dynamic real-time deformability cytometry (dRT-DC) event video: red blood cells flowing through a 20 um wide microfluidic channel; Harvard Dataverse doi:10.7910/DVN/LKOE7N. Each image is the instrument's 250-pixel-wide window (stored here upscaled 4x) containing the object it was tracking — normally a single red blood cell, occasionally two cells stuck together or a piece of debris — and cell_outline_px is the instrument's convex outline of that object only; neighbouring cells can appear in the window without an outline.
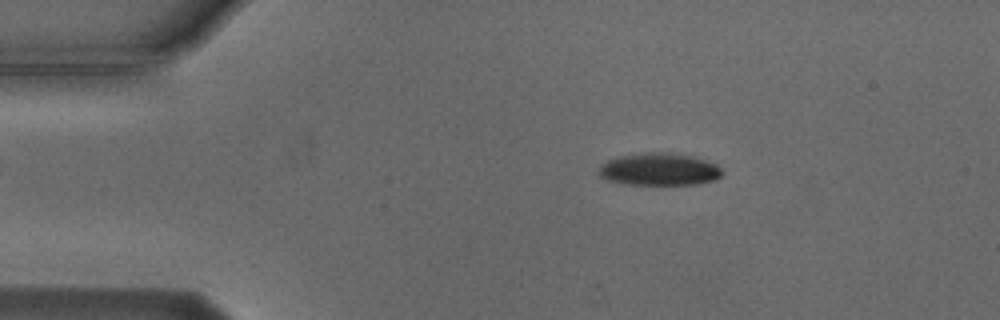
{"species": "Egyptian fruit bat (a non-hibernating species)", "species_latin": "Rousettus aegyptiacus", "temperature_condition": "cold", "stored_images_in_passage": 7, "camera_frame_rate_fps": 3000, "um_per_image_px": 0.085, "animal": {"sex": "male"}, "frame": {"image": 1, "passage_image": 1, "time_ms": 0.0, "image_size_px": [1000, 320], "cell_outline_px": [[724, 172], [716, 180], [696, 184], [628, 184], [608, 180], [600, 176], [596, 172], [596, 168], [600, 164], [608, 160], [620, 156], [644, 152], [668, 152], [692, 156], [708, 160], [716, 164]], "centroid_in_image_um": [56.02, 14.38], "position_along_channel_um": 29.0, "area_um2": 23.52}}
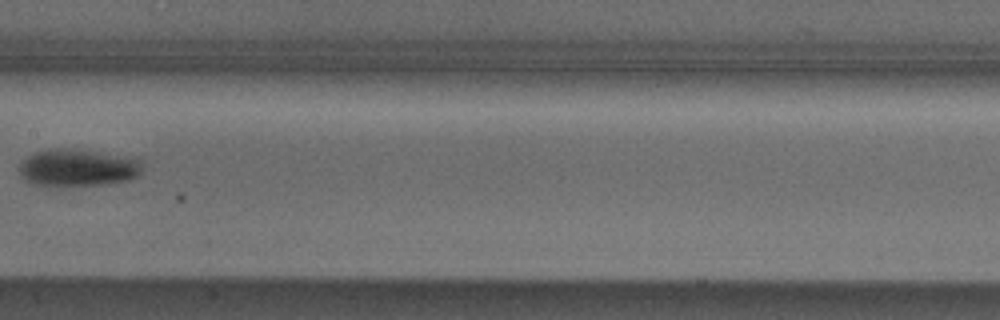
{"frame": {"image": 2, "passage_image": 6, "time_ms": 6.0, "image_size_px": [1000, 320], "cell_outline_px": [[140, 172], [136, 176], [128, 180], [100, 184], [36, 184], [24, 180], [20, 176], [20, 164], [28, 156], [36, 152], [48, 148], [68, 148], [124, 156], [140, 160]], "centroid_in_image_um": [6.57, 14.22], "position_along_channel_um": 200.8, "area_um2": 25.84}}
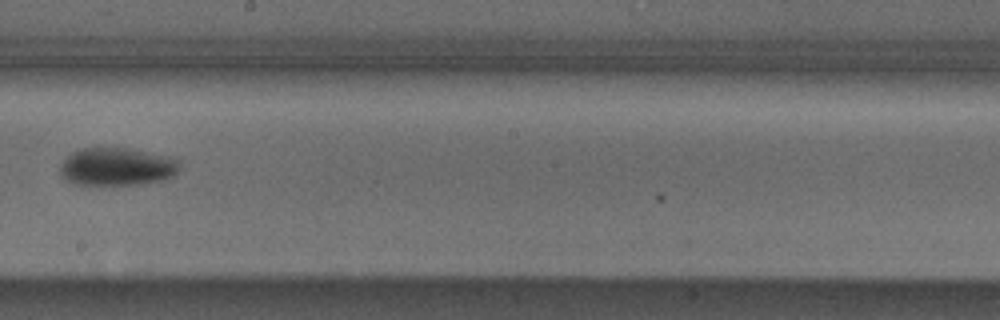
{"frame": {"image": 3, "passage_image": 7, "time_ms": 7.0, "image_size_px": [1000, 320], "cell_outline_px": [[180, 168], [172, 176], [164, 180], [144, 184], [76, 184], [64, 180], [60, 172], [60, 164], [64, 156], [80, 148], [128, 148], [176, 156], [180, 160]], "centroid_in_image_um": [9.97, 14.15], "position_along_channel_um": 238.2, "area_um2": 26.99}}